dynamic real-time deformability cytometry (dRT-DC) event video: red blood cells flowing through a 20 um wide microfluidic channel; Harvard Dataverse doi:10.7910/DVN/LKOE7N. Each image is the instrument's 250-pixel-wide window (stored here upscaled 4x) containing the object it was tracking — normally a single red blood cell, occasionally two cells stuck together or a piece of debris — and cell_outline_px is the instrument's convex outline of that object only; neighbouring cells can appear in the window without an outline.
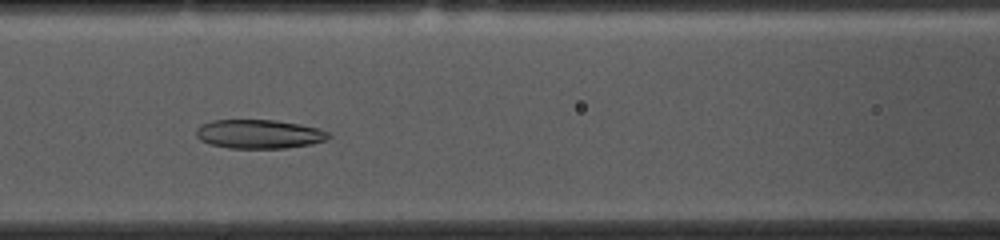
{"species": "common noctule bat (a hibernating species)", "species_latin": "Nyctalus noctula", "temperature_condition": "cold", "stored_images_in_passage": 50, "camera_frame_rate_fps": 3000, "um_per_image_px": 0.085, "animal": {"sex": "female", "body_mass_g": 10.0, "forearm_length_mm": 53.1}, "frame": {"image": 1, "passage_image": 21, "time_ms": 6.667, "image_size_px": [1000, 240], "cell_outline_px": [[332, 136], [328, 140], [308, 144], [284, 148], [228, 148], [212, 144], [200, 140], [196, 136], [196, 128], [200, 124], [212, 120], [276, 120], [300, 124], [320, 128], [328, 132]], "centroid_in_image_um": [22.03, 11.38], "position_along_channel_um": 144.6, "area_um2": 22.43}}
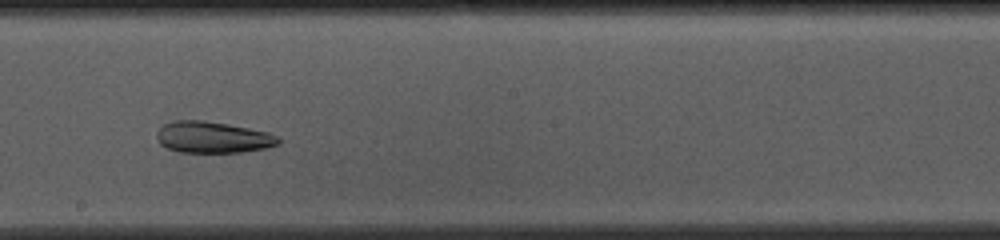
{"frame": {"image": 2, "passage_image": 28, "time_ms": 9.0, "image_size_px": [1000, 240], "cell_outline_px": [[280, 144], [264, 148], [240, 152], [180, 152], [168, 148], [160, 144], [156, 136], [156, 132], [164, 124], [172, 120], [204, 120], [228, 124], [268, 132], [280, 136]], "centroid_in_image_um": [18.09, 11.66], "position_along_channel_um": 230.1, "area_um2": 22.31}}
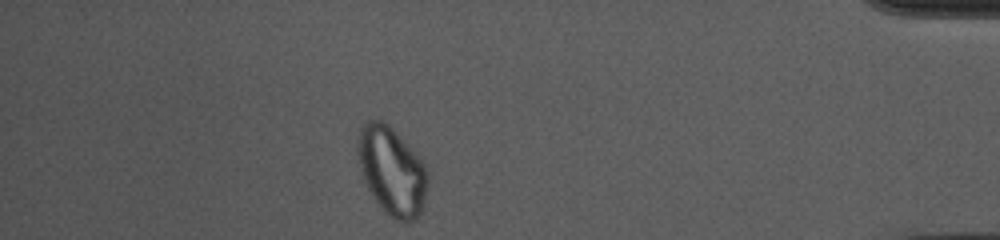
{"frame": {"image": 3, "passage_image": 46, "time_ms": 15.0, "image_size_px": [1000, 240], "cell_outline_px": [[428, 188], [424, 208], [416, 220], [396, 220], [388, 216], [372, 196], [364, 184], [356, 152], [356, 140], [360, 128], [368, 120], [384, 120], [400, 136], [428, 168]], "centroid_in_image_um": [33.3, 14.54], "position_along_channel_um": 401.9, "area_um2": 36.53}, "authors_computed_cell_mechanics": {"area_um2": 27.9752, "velocity_mm_per_s": 3.6763, "shape_relaxation_time_tau1_ms": null, "shape_relaxation_time_tau2_ms": 5.4859, "deformation_change_tau1": null, "deformation_change_tau2": 0.1031}}